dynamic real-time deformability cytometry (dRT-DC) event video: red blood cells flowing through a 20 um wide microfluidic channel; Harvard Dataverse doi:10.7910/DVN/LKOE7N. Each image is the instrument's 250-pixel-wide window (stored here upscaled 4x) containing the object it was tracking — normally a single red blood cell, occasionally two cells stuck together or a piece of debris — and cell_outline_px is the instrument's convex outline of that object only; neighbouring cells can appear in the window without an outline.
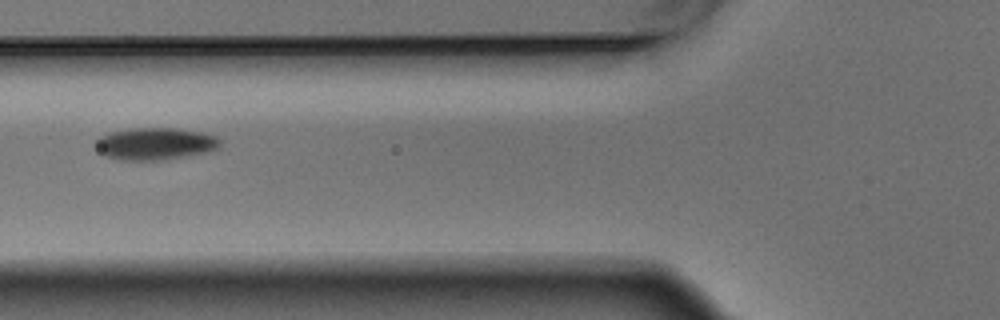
{"species": "Egyptian fruit bat (a non-hibernating species)", "species_latin": "Rousettus aegyptiacus", "temperature_condition": "warm", "stored_images_in_passage": 4, "camera_frame_rate_fps": 3000, "um_per_image_px": 0.085, "animal": {"sex": "male"}, "frame": {"image": 1, "passage_image": 4, "time_ms": 1.0, "image_size_px": [1000, 320], "cell_outline_px": [[220, 148], [208, 152], [160, 160], [120, 160], [108, 156], [100, 152], [96, 144], [96, 140], [100, 136], [112, 132], [128, 128], [176, 128], [204, 132], [216, 136], [220, 140]], "centroid_in_image_um": [13.23, 12.21], "position_along_channel_um": 112.6, "area_um2": 23.29}}